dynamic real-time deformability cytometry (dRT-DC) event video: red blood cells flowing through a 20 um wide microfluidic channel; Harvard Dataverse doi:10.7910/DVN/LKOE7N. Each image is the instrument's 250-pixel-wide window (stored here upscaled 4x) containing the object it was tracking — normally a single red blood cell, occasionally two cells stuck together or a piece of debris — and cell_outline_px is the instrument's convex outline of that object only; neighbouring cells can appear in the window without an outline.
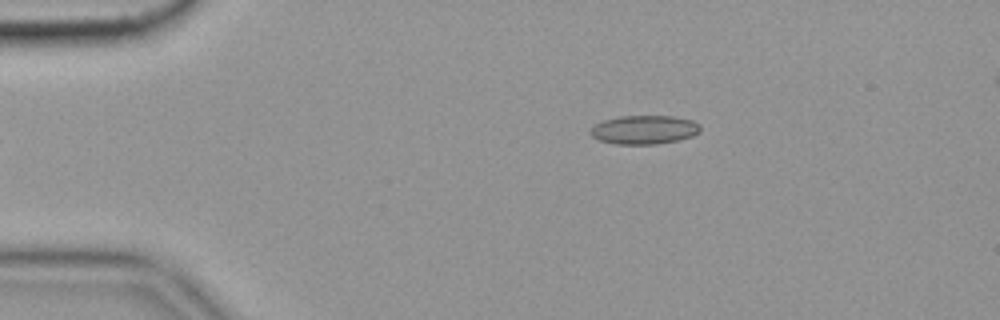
{"species": "common noctule bat (a hibernating species)", "species_latin": "Nyctalus noctula", "temperature_condition": "cold", "stored_images_in_passage": 47, "camera_frame_rate_fps": 3000, "um_per_image_px": 0.085, "animal": {"sex": "female", "body_mass_g": 19.9}, "frame": {"image": 1, "passage_image": 1, "time_ms": 0.0, "image_size_px": [1000, 320], "cell_outline_px": [[700, 132], [692, 136], [676, 140], [656, 144], [616, 144], [600, 140], [592, 136], [588, 132], [596, 124], [604, 120], [620, 116], [672, 116], [692, 120], [700, 124]], "centroid_in_image_um": [54.76, 11.02], "position_along_channel_um": 30.2, "area_um2": 18.32}}
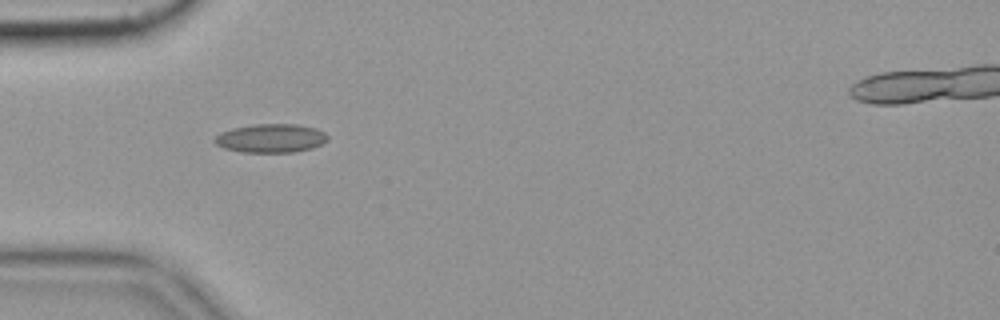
{"frame": {"image": 2, "passage_image": 8, "time_ms": 2.333, "image_size_px": [1000, 320], "cell_outline_px": [[328, 140], [312, 148], [292, 152], [240, 152], [224, 148], [216, 144], [212, 140], [220, 132], [232, 128], [256, 124], [296, 124], [316, 128], [324, 132], [328, 136]], "centroid_in_image_um": [23.0, 11.75], "position_along_channel_um": 62.0, "area_um2": 18.9}, "authors_computed_cell_mechanics": {"area_um2": 17.2822, "velocity_mm_per_s": 3.5587, "shape_relaxation_time_tau1_ms": null, "shape_relaxation_time_tau2_ms": 2.1886, "deformation_change_tau1": null, "deformation_change_tau2": 0.0722}}